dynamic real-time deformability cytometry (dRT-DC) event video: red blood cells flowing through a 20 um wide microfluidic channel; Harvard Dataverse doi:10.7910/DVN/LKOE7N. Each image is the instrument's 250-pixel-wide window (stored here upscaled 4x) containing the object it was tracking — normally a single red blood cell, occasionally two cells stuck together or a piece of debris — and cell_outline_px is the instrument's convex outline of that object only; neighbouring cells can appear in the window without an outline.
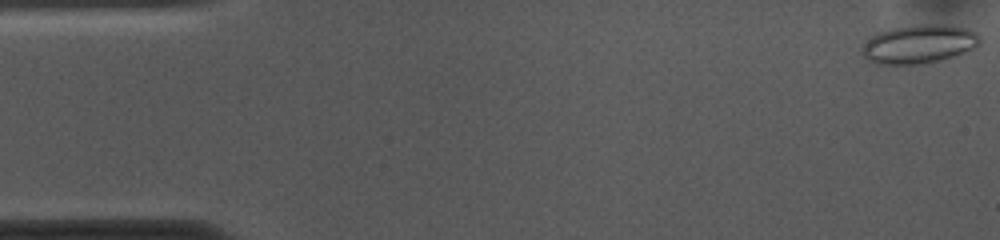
{"species": "common noctule bat (a hibernating species)", "species_latin": "Nyctalus noctula", "temperature_condition": "cold", "stored_images_in_passage": 53, "camera_frame_rate_fps": 3000, "um_per_image_px": 0.085, "animal": {"sex": "female", "body_mass_g": 10.0, "forearm_length_mm": 53.1}, "frame": {"image": 1, "passage_image": 1, "time_ms": 0.0, "image_size_px": [1000, 240], "cell_outline_px": [[980, 44], [976, 48], [968, 52], [956, 56], [924, 64], [876, 64], [868, 60], [864, 56], [860, 48], [876, 32], [892, 28], [912, 24], [948, 24], [968, 28], [976, 32], [980, 36]], "centroid_in_image_um": [78.16, 3.74], "position_along_channel_um": 6.8, "area_um2": 27.17}}
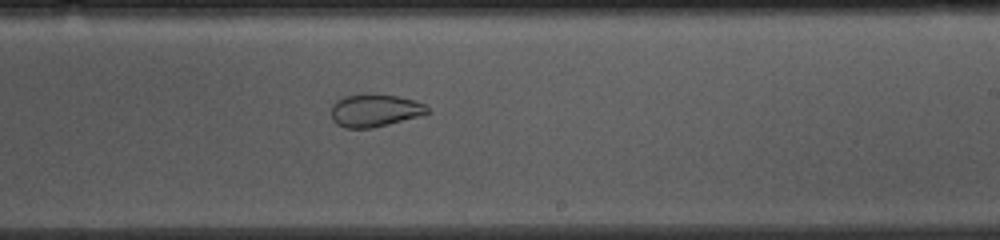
{"frame": {"image": 2, "passage_image": 31, "time_ms": 10.0, "image_size_px": [1000, 240], "cell_outline_px": [[428, 112], [416, 116], [388, 124], [372, 128], [344, 128], [336, 124], [332, 120], [332, 104], [336, 100], [344, 96], [360, 92], [372, 92], [396, 96], [416, 100], [424, 104], [428, 108]], "centroid_in_image_um": [31.79, 9.35], "position_along_channel_um": 257.2, "area_um2": 18.55}}
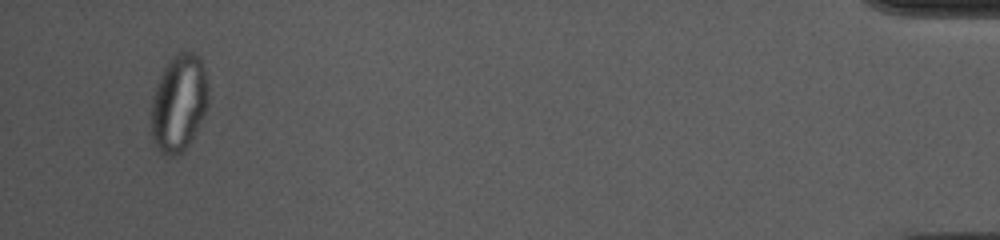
{"frame": {"image": 3, "passage_image": 51, "time_ms": 16.667, "image_size_px": [1000, 240], "cell_outline_px": [[208, 104], [188, 144], [180, 152], [172, 156], [168, 156], [160, 152], [152, 136], [152, 100], [160, 76], [164, 68], [180, 52], [192, 52], [200, 60], [204, 68], [208, 88]], "centroid_in_image_um": [15.2, 8.76], "position_along_channel_um": 420.0, "area_um2": 31.15}}